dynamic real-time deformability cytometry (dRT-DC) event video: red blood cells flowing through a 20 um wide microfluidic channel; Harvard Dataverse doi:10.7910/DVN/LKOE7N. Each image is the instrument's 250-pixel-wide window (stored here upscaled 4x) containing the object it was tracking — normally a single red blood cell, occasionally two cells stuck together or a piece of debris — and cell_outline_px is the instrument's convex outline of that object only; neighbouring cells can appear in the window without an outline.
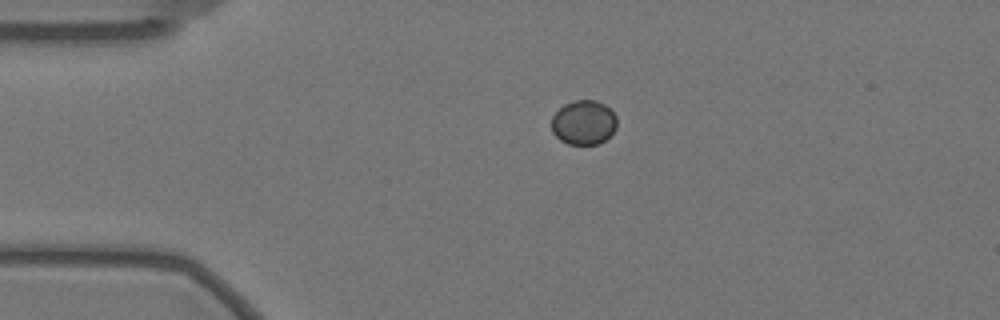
{"species": "Egyptian fruit bat (a non-hibernating species)", "species_latin": "Rousettus aegyptiacus", "temperature_condition": "warm", "stored_images_in_passage": 47, "camera_frame_rate_fps": 3000, "um_per_image_px": 0.085, "animal": {"sex": "female"}, "frame": {"image": 1, "passage_image": 1, "time_ms": 0.0, "image_size_px": [1000, 320], "cell_outline_px": [[616, 128], [604, 140], [596, 144], [568, 144], [560, 140], [552, 132], [552, 116], [564, 104], [576, 100], [596, 100], [604, 104], [616, 116]], "centroid_in_image_um": [49.59, 10.41], "position_along_channel_um": 35.4, "area_um2": 16.76}}
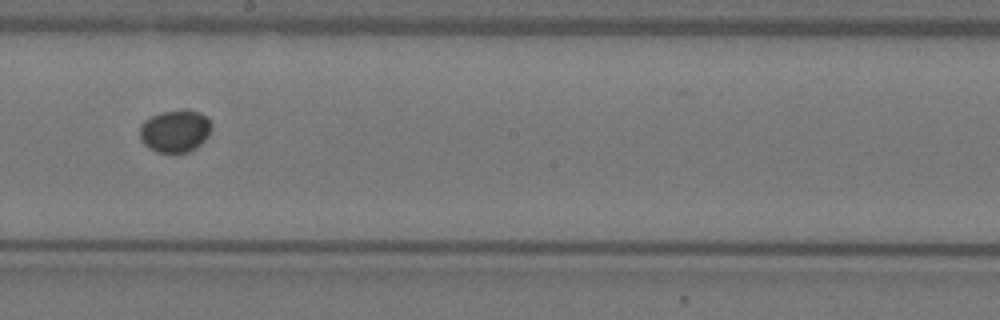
{"frame": {"image": 2, "passage_image": 21, "time_ms": 6.667, "image_size_px": [1000, 320], "cell_outline_px": [[212, 128], [208, 136], [196, 148], [188, 152], [156, 152], [148, 148], [140, 140], [140, 124], [144, 120], [160, 112], [184, 108], [188, 108], [200, 112], [208, 116], [212, 124]], "centroid_in_image_um": [14.9, 11.1], "position_along_channel_um": 233.3, "area_um2": 18.21}}
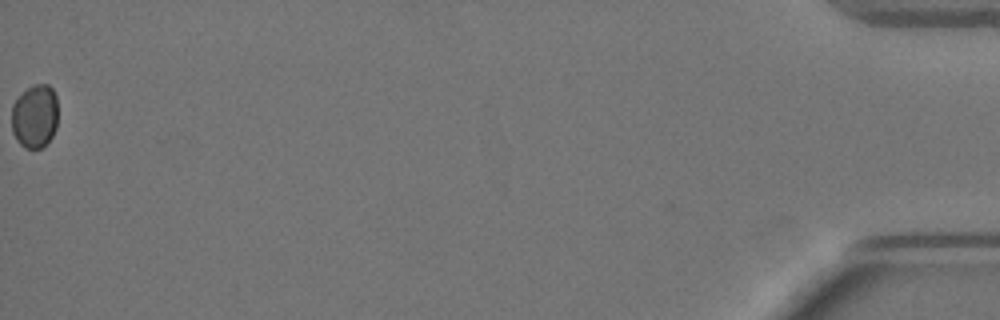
{"frame": {"image": 3, "passage_image": 47, "time_ms": 15.333, "image_size_px": [1000, 320], "cell_outline_px": [[56, 128], [52, 136], [40, 148], [24, 148], [16, 140], [12, 132], [12, 104], [32, 84], [48, 84], [52, 88], [56, 96]], "centroid_in_image_um": [2.94, 9.88], "position_along_channel_um": 432.3, "area_um2": 17.05}}